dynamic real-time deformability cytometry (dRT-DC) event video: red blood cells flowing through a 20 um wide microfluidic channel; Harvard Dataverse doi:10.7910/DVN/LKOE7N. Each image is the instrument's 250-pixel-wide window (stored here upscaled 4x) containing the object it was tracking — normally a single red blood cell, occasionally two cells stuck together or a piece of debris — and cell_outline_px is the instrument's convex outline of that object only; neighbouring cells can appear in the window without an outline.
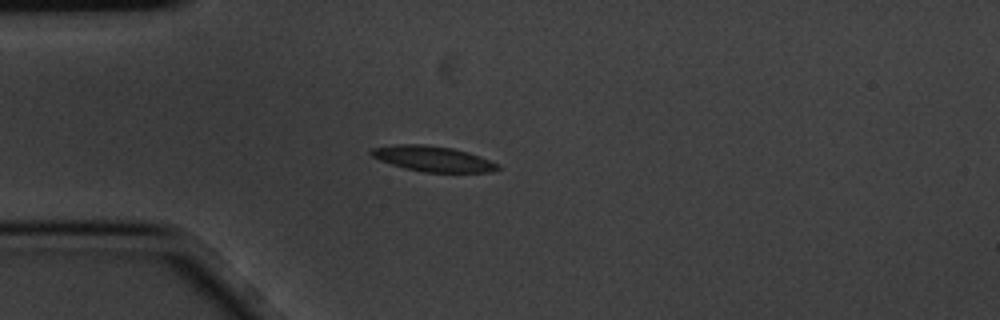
{"species": "common noctule bat (a hibernating species)", "species_latin": "Nyctalus noctula", "temperature_condition": "cold", "stored_images_in_passage": 3, "camera_frame_rate_fps": 3000, "um_per_image_px": 0.085, "animal": {"sex": "male", "body_mass_g": 20.1, "forearm_length_mm": 53.5}, "frame": {"image": 1, "passage_image": 3, "time_ms": 0.667, "image_size_px": [1000, 320], "cell_outline_px": [[500, 168], [492, 172], [424, 172], [404, 168], [380, 160], [372, 156], [368, 152], [372, 148], [396, 144], [424, 144], [452, 148], [468, 152], [480, 156], [500, 164]], "centroid_in_image_um": [36.81, 13.49], "position_along_channel_um": 48.2, "area_um2": 18.79}}